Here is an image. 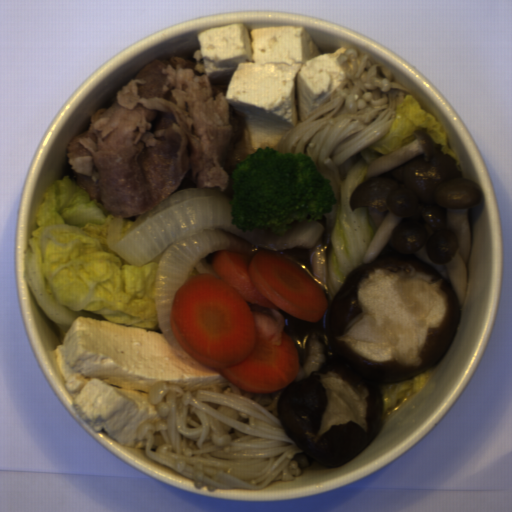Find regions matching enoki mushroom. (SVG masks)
<instances>
[{
  "mask_svg": "<svg viewBox=\"0 0 512 512\" xmlns=\"http://www.w3.org/2000/svg\"><path fill=\"white\" fill-rule=\"evenodd\" d=\"M337 63L346 79L273 148L310 156L319 173L331 181L334 194L341 187V165L383 138L399 105L412 93L388 67L359 50L346 49Z\"/></svg>",
  "mask_w": 512,
  "mask_h": 512,
  "instance_id": "2",
  "label": "enoki mushroom"
},
{
  "mask_svg": "<svg viewBox=\"0 0 512 512\" xmlns=\"http://www.w3.org/2000/svg\"><path fill=\"white\" fill-rule=\"evenodd\" d=\"M283 389L251 393L224 380L184 390L158 381L148 391L158 421L138 428L133 447L197 489L263 490L294 482L315 462L280 425Z\"/></svg>",
  "mask_w": 512,
  "mask_h": 512,
  "instance_id": "1",
  "label": "enoki mushroom"
}]
</instances>
